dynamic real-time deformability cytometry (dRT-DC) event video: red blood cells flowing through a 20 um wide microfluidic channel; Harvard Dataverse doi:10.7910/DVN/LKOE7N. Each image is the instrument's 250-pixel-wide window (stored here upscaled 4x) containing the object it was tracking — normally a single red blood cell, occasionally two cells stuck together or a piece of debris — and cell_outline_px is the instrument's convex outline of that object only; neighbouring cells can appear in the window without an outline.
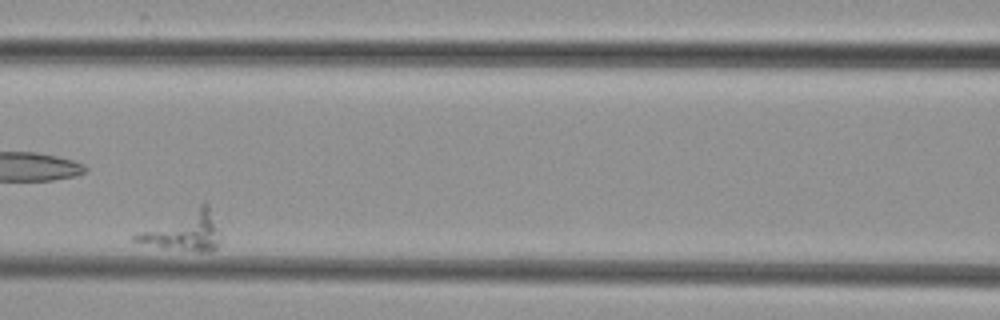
{"species": "common noctule bat (a hibernating species)", "species_latin": "Nyctalus noctula", "temperature_condition": "cold", "stored_images_in_passage": 7, "camera_frame_rate_fps": 3000, "um_per_image_px": 0.085, "animal": {"sex": "female", "body_mass_g": 29.2, "forearm_length_mm": 56.3}, "frame": {"image": 1, "passage_image": 6, "time_ms": 7.0, "image_size_px": [1000, 320], "cell_outline_px": [[220, 244], [212, 252], [200, 252], [132, 240], [132, 236], [204, 200], [208, 204], [220, 232]], "centroid_in_image_um": [15.76, 19.6], "position_along_channel_um": 150.8, "area_um2": 18.9}}